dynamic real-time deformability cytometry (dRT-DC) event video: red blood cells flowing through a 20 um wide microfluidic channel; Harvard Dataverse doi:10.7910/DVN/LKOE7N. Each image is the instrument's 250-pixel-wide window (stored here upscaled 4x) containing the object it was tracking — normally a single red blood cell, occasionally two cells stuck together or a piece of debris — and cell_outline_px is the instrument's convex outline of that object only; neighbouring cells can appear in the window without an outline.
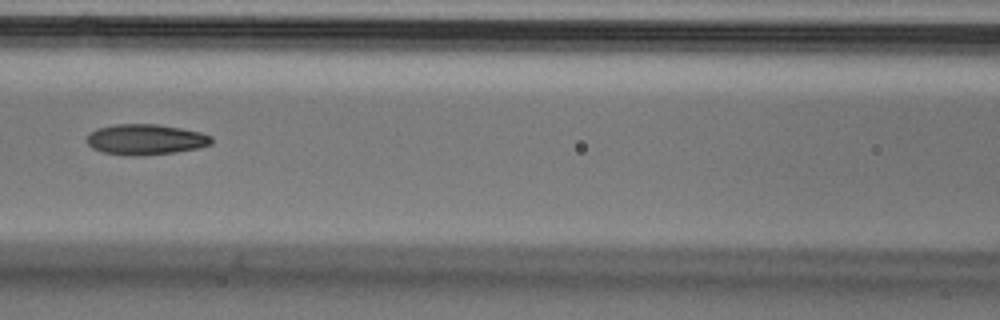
{"species": "Egyptian fruit bat (a non-hibernating species)", "species_latin": "Rousettus aegyptiacus", "temperature_condition": "cold", "stored_images_in_passage": 7, "camera_frame_rate_fps": 3000, "um_per_image_px": 0.085, "animal": {"sex": "male"}, "frame": {"image": 1, "passage_image": 7, "time_ms": 2.0, "image_size_px": [1000, 320], "cell_outline_px": [[212, 144], [200, 148], [176, 152], [144, 156], [124, 156], [104, 152], [92, 148], [88, 144], [88, 136], [96, 128], [116, 124], [156, 124], [180, 128], [200, 132], [212, 136]], "centroid_in_image_um": [12.4, 11.87], "position_along_channel_um": 154.2, "area_um2": 22.37}}